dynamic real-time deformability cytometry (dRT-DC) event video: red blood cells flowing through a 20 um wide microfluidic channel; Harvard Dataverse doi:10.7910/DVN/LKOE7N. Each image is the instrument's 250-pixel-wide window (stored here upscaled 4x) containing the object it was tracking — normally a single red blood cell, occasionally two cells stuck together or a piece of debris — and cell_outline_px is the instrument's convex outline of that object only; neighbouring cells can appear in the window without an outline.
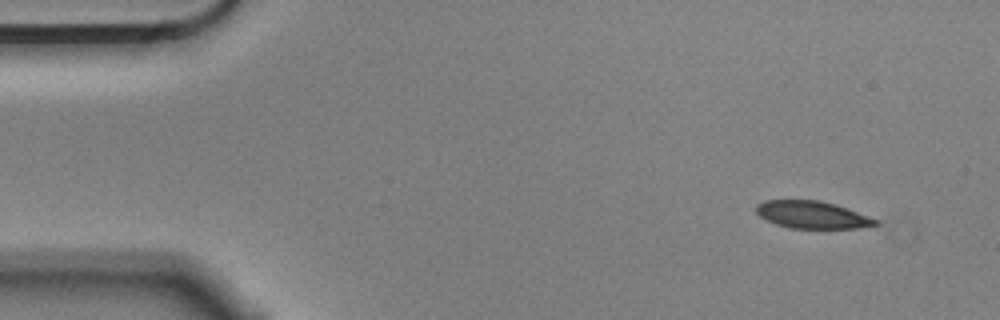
{"species": "Egyptian fruit bat (a non-hibernating species)", "species_latin": "Rousettus aegyptiacus", "temperature_condition": "cold", "stored_images_in_passage": 5, "segment_of_instrument_passage": [1, 2], "camera_frame_rate_fps": 3000, "um_per_image_px": 0.085, "animal": {"sex": "male"}, "frame": {"image": 1, "passage_image": 1, "time_ms": 0.0, "image_size_px": [1000, 320], "cell_outline_px": [[880, 224], [856, 228], [792, 228], [776, 224], [760, 216], [756, 212], [756, 204], [764, 200], [820, 200], [836, 204], [848, 208], [880, 220]], "centroid_in_image_um": [69.07, 18.24], "position_along_channel_um": 15.9, "area_um2": 19.07}}